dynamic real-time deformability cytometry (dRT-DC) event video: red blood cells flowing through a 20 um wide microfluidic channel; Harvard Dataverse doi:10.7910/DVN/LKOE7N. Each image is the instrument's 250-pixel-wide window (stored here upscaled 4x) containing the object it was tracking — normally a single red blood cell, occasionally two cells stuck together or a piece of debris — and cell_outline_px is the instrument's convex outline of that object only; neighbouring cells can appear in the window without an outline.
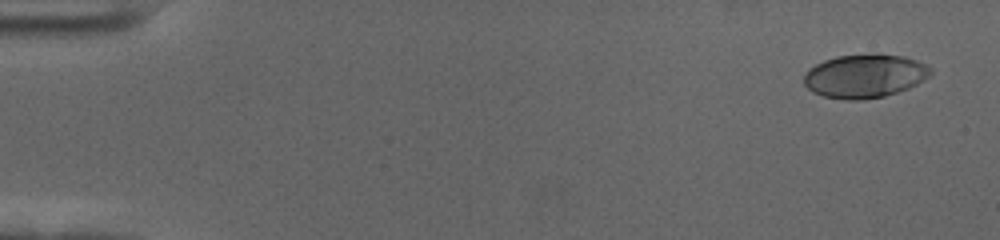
{"species": "human", "species_latin": "Homo sapiens", "temperature_condition": "cold", "stored_images_in_passage": 58, "camera_frame_rate_fps": 3000, "um_per_image_px": 0.085, "donor": {"sex": "female"}, "frame": {"image": 1, "passage_image": 3, "time_ms": 0.667, "image_size_px": [1000, 240], "cell_outline_px": [[932, 72], [924, 80], [908, 88], [884, 96], [860, 100], [844, 100], [824, 96], [812, 92], [804, 84], [804, 72], [808, 68], [824, 60], [836, 56], [876, 52], [904, 56], [928, 64], [932, 68]], "centroid_in_image_um": [73.5, 6.43], "position_along_channel_um": 11.5, "area_um2": 32.71}}
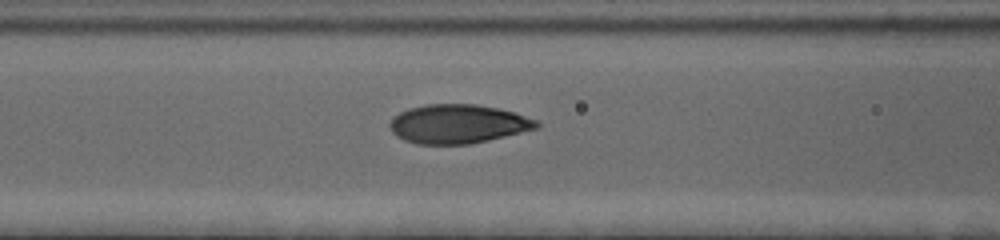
{"frame": {"image": 2, "passage_image": 25, "time_ms": 8.0, "image_size_px": [1000, 240], "cell_outline_px": [[540, 128], [472, 144], [416, 144], [404, 140], [396, 136], [392, 132], [388, 124], [400, 112], [408, 108], [424, 104], [476, 104], [496, 108], [512, 112], [536, 120], [540, 124]], "centroid_in_image_um": [38.91, 10.54], "position_along_channel_um": 127.7, "area_um2": 33.35}}
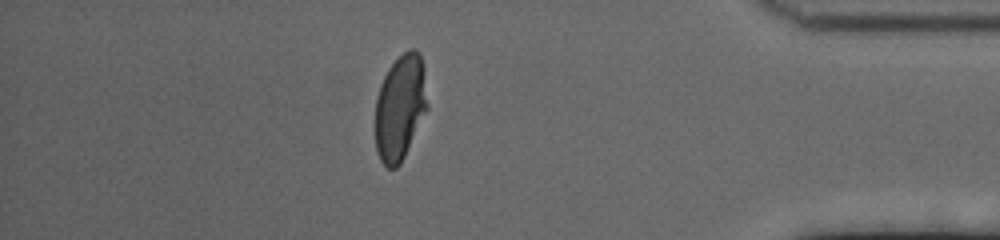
{"frame": {"image": 3, "passage_image": 51, "time_ms": 16.667, "image_size_px": [1000, 240], "cell_outline_px": [[428, 108], [400, 164], [396, 168], [388, 168], [380, 160], [376, 152], [376, 96], [380, 84], [388, 68], [408, 48], [416, 48], [420, 52], [424, 68], [428, 104]], "centroid_in_image_um": [34.02, 9.1], "position_along_channel_um": 401.2, "area_um2": 32.19}, "authors_computed_cell_mechanics": {"area_um2": 32.946, "velocity_mm_per_s": 3.5361, "shape_relaxation_time_tau1_ms": 4.3189, "shape_relaxation_time_tau2_ms": null, "deformation_change_tau1": 0.2055, "deformation_change_tau2": null}}